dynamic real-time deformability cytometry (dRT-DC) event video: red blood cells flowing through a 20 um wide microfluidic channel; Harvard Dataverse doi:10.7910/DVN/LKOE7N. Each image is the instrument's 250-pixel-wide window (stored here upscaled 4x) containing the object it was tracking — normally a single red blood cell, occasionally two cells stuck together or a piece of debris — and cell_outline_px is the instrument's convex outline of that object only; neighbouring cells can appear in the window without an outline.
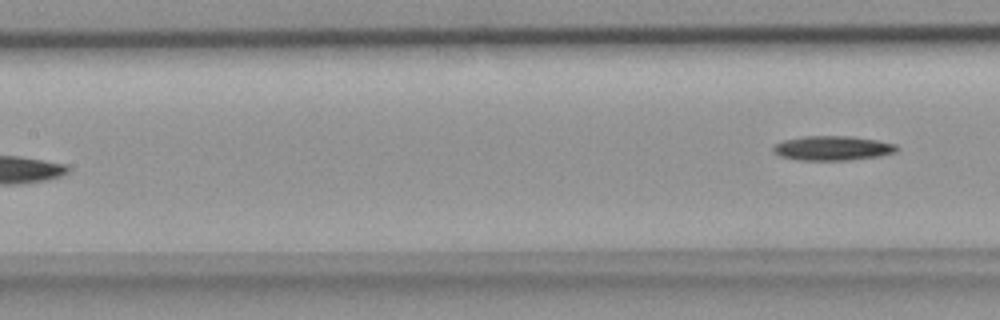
{"species": "common noctule bat (a hibernating species)", "species_latin": "Nyctalus noctula", "temperature_condition": "room temperature", "stored_images_in_passage": 4, "camera_frame_rate_fps": 3000, "um_per_image_px": 0.085, "animal": {"sex": "female", "body_mass_g": 18.4}, "frame": {"image": 1, "passage_image": 4, "time_ms": 1.0, "image_size_px": [1000, 320], "cell_outline_px": [[900, 148], [896, 152], [880, 156], [848, 160], [800, 160], [780, 156], [772, 152], [772, 144], [784, 140], [804, 136], [852, 136], [876, 140], [896, 144]], "centroid_in_image_um": [70.75, 12.59], "position_along_channel_um": 136.6, "area_um2": 17.8}}